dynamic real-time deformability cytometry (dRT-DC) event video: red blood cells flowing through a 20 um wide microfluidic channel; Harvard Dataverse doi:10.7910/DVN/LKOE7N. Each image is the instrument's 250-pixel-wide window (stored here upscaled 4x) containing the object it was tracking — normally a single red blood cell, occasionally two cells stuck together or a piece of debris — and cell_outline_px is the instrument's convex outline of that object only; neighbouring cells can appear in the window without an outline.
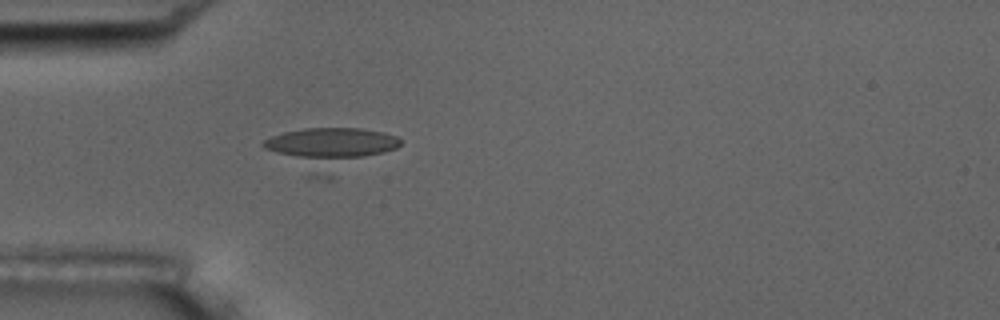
{"species": "common noctule bat (a hibernating species)", "species_latin": "Nyctalus noctula", "temperature_condition": "room temperature", "stored_images_in_passage": 6, "camera_frame_rate_fps": 3000, "um_per_image_px": 0.085, "animal": {"sex": "male", "body_mass_g": 17.5, "forearm_length_mm": 52.3}, "frame": {"image": 1, "passage_image": 6, "time_ms": 5.667, "image_size_px": [1000, 320], "cell_outline_px": [[404, 140], [396, 148], [384, 152], [364, 156], [332, 160], [308, 160], [276, 152], [264, 148], [260, 144], [264, 140], [272, 136], [284, 132], [304, 128], [360, 128], [384, 132], [396, 136]], "centroid_in_image_um": [28.16, 12.17], "position_along_channel_um": 56.8, "area_um2": 24.74}}